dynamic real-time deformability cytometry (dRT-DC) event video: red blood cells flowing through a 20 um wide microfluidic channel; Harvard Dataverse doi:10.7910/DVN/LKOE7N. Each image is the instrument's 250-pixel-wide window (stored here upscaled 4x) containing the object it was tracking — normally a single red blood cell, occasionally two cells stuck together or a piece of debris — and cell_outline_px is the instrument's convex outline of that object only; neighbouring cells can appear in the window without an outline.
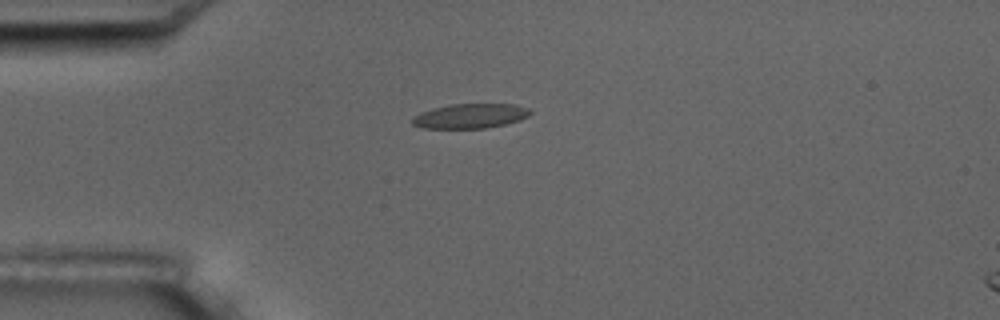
{"species": "common noctule bat (a hibernating species)", "species_latin": "Nyctalus noctula", "temperature_condition": "room temperature", "stored_images_in_passage": 5, "camera_frame_rate_fps": 3000, "um_per_image_px": 0.085, "animal": {"sex": "male", "body_mass_g": 17.5, "forearm_length_mm": 52.3}, "frame": {"image": 1, "passage_image": 1, "time_ms": 0.0, "image_size_px": [1000, 320], "cell_outline_px": [[532, 112], [528, 116], [520, 120], [504, 124], [484, 128], [424, 128], [412, 124], [412, 120], [420, 112], [432, 108], [448, 104], [516, 104], [528, 108]], "centroid_in_image_um": [39.98, 9.85], "position_along_channel_um": 45.0, "area_um2": 16.88}}
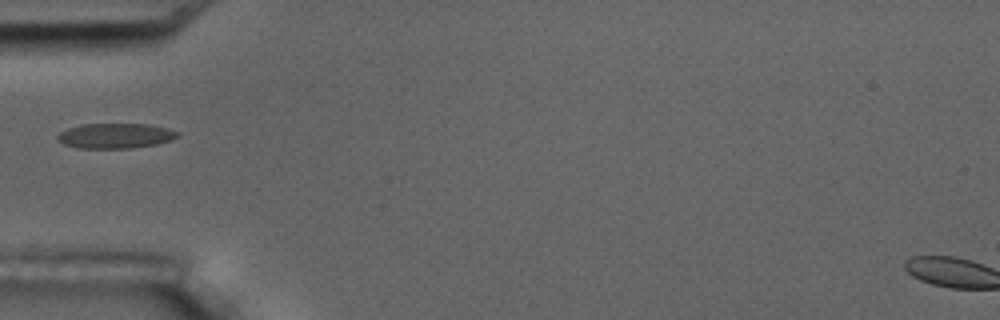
{"frame": {"image": 2, "passage_image": 2, "time_ms": 1.333, "image_size_px": [1000, 320], "cell_outline_px": [[180, 136], [156, 144], [128, 148], [80, 148], [64, 144], [56, 140], [56, 136], [60, 132], [68, 128], [80, 124], [148, 124], [168, 128], [180, 132]], "centroid_in_image_um": [9.79, 11.53], "position_along_channel_um": 75.2, "area_um2": 17.51}}
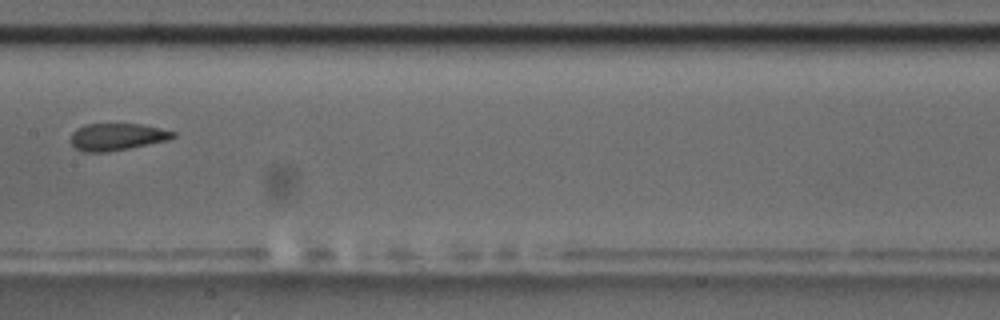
{"frame": {"image": 3, "passage_image": 5, "time_ms": 4.667, "image_size_px": [1000, 320], "cell_outline_px": [[176, 136], [168, 140], [128, 148], [104, 152], [84, 152], [76, 148], [72, 144], [72, 132], [76, 128], [84, 124], [140, 124], [160, 128], [176, 132]], "centroid_in_image_um": [9.94, 11.62], "position_along_channel_um": 197.5, "area_um2": 16.01}}